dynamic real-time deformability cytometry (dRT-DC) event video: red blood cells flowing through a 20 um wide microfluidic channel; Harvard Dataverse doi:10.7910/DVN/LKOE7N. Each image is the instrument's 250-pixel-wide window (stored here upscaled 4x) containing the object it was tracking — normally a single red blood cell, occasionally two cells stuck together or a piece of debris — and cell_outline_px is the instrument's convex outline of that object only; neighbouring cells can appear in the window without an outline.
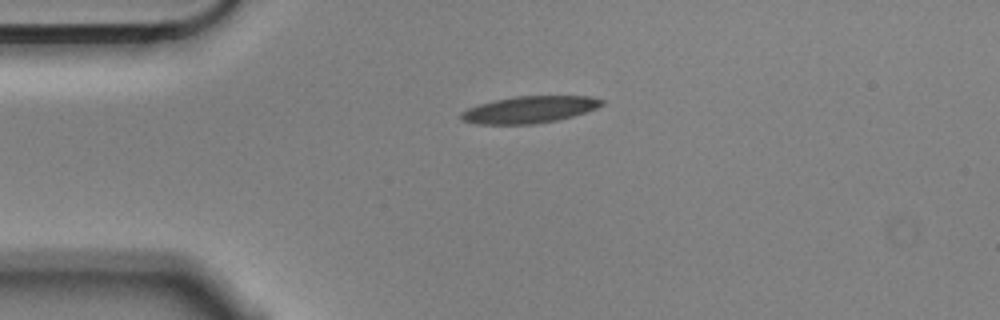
{"species": "Egyptian fruit bat (a non-hibernating species)", "species_latin": "Rousettus aegyptiacus", "temperature_condition": "cold", "stored_images_in_passage": 2, "camera_frame_rate_fps": 3000, "um_per_image_px": 0.085, "animal": {"sex": "male"}, "frame": {"image": 1, "passage_image": 1, "time_ms": 0.0, "image_size_px": [1000, 320], "cell_outline_px": [[604, 104], [596, 108], [572, 116], [556, 120], [536, 124], [476, 124], [460, 120], [460, 112], [468, 108], [480, 104], [496, 100], [516, 96], [592, 96], [604, 100]], "centroid_in_image_um": [44.99, 9.32], "position_along_channel_um": 40.0, "area_um2": 21.96}}